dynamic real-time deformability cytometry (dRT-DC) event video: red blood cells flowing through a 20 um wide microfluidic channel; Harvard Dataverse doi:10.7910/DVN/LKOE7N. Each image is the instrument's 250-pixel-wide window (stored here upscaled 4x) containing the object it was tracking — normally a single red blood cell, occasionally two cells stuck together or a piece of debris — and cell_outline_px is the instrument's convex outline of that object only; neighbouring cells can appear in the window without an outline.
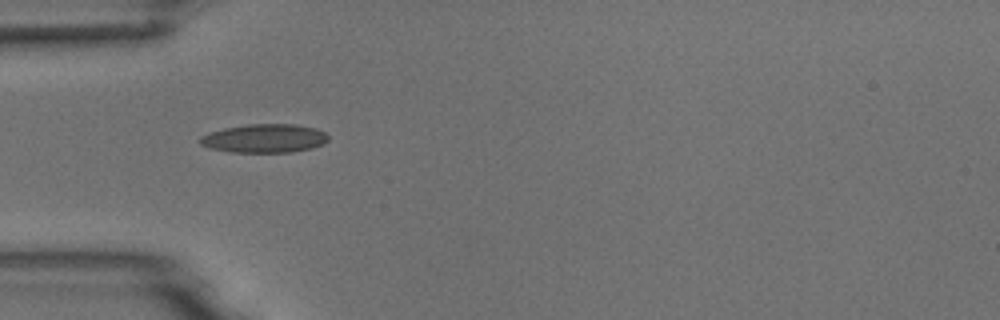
{"species": "common noctule bat (a hibernating species)", "species_latin": "Nyctalus noctula", "temperature_condition": "room temperature", "stored_images_in_passage": 6, "camera_frame_rate_fps": 3000, "um_per_image_px": 0.085, "animal": {"sex": "male", "body_mass_g": 18.8}, "frame": {"image": 1, "passage_image": 5, "time_ms": 4.667, "image_size_px": [1000, 320], "cell_outline_px": [[328, 140], [324, 144], [312, 148], [292, 152], [232, 152], [212, 148], [200, 144], [200, 136], [208, 132], [224, 128], [248, 124], [296, 124], [316, 128], [324, 132], [328, 136]], "centroid_in_image_um": [22.5, 11.75], "position_along_channel_um": 62.5, "area_um2": 21.44}}